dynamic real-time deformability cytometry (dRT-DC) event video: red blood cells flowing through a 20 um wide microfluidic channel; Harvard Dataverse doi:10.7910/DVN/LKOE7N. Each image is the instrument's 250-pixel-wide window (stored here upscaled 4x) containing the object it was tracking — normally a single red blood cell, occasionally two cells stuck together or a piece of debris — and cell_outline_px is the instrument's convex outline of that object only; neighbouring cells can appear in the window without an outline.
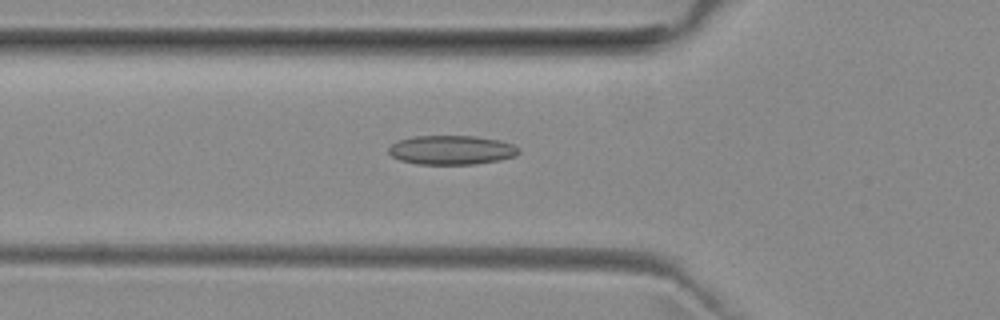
{"species": "common noctule bat (a hibernating species)", "species_latin": "Nyctalus noctula", "temperature_condition": "room temperature", "stored_images_in_passage": 50, "camera_frame_rate_fps": 3000, "um_per_image_px": 0.085, "animal": {"sex": "female", "body_mass_g": 29.2, "forearm_length_mm": 56.3}, "frame": {"image": 1, "passage_image": 16, "time_ms": 5.0, "image_size_px": [1000, 320], "cell_outline_px": [[520, 152], [516, 156], [500, 160], [476, 164], [416, 164], [400, 160], [392, 156], [388, 152], [388, 148], [392, 144], [400, 140], [412, 136], [476, 136], [500, 140], [512, 144], [520, 148]], "centroid_in_image_um": [38.4, 12.75], "position_along_channel_um": 87.4, "area_um2": 22.25}}
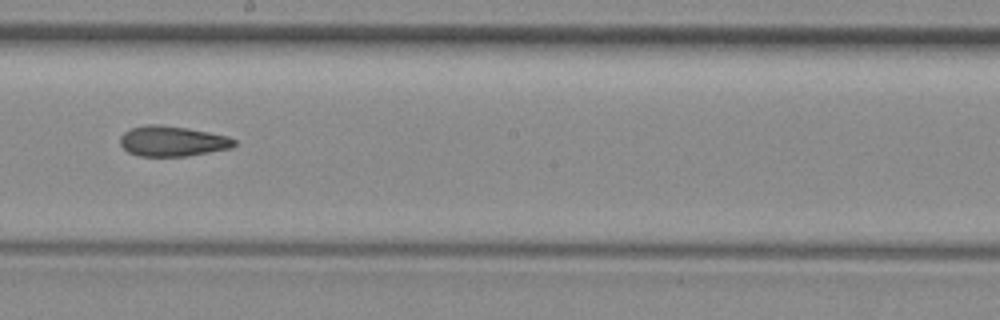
{"frame": {"image": 2, "passage_image": 27, "time_ms": 8.667, "image_size_px": [1000, 320], "cell_outline_px": [[236, 144], [232, 148], [188, 156], [140, 156], [128, 152], [120, 144], [120, 136], [124, 132], [132, 128], [148, 124], [160, 124], [188, 128], [228, 136], [236, 140]], "centroid_in_image_um": [14.66, 12.0], "position_along_channel_um": 233.5, "area_um2": 20.23}}
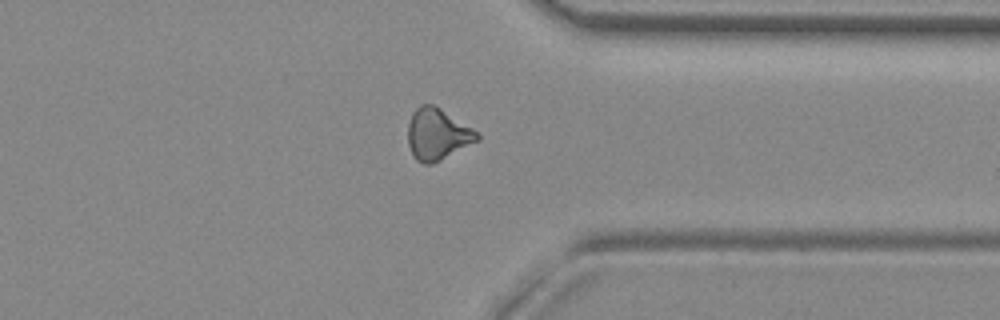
{"frame": {"image": 3, "passage_image": 38, "time_ms": 12.333, "image_size_px": [1000, 320], "cell_outline_px": [[480, 140], [432, 164], [424, 164], [416, 160], [408, 144], [408, 124], [412, 112], [420, 104], [436, 104], [472, 128], [480, 136]], "centroid_in_image_um": [37.17, 11.39], "position_along_channel_um": 374.2, "area_um2": 20.87}, "authors_computed_cell_mechanics": {"area_um2": 20.6057, "velocity_mm_per_s": 3.9762, "shape_relaxation_time_tau1_ms": null, "shape_relaxation_time_tau2_ms": 4.4555, "deformation_change_tau1": null, "deformation_change_tau2": 0.1224}}